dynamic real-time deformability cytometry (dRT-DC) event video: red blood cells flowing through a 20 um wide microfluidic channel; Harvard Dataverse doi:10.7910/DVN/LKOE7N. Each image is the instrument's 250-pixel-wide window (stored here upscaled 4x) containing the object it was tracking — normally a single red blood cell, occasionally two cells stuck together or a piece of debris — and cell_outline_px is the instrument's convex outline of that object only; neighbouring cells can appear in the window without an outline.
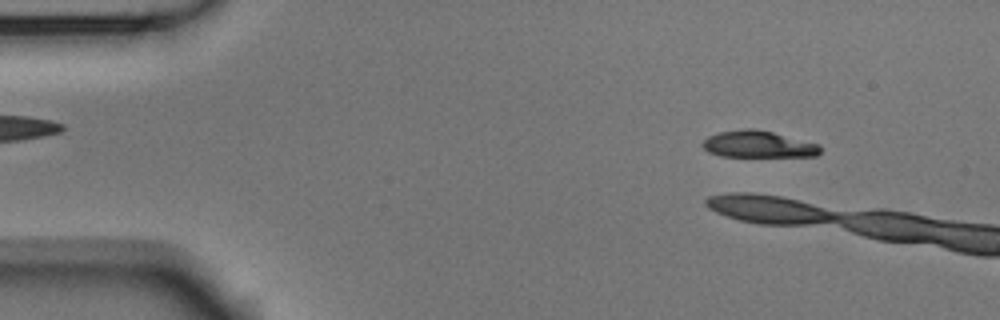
{"species": "Egyptian fruit bat (a non-hibernating species)", "species_latin": "Rousettus aegyptiacus", "temperature_condition": "room temperature", "stored_images_in_passage": 20, "camera_frame_rate_fps": 3000, "um_per_image_px": 0.085, "animal": {"sex": "male"}, "frame": {"image": 1, "passage_image": 6, "time_ms": 1.667, "image_size_px": [1000, 320], "cell_outline_px": [[820, 152], [816, 156], [720, 156], [708, 152], [700, 144], [708, 136], [720, 132], [744, 128], [752, 128], [772, 132], [820, 144]], "centroid_in_image_um": [64.43, 12.26], "position_along_channel_um": 20.6, "area_um2": 18.26}}